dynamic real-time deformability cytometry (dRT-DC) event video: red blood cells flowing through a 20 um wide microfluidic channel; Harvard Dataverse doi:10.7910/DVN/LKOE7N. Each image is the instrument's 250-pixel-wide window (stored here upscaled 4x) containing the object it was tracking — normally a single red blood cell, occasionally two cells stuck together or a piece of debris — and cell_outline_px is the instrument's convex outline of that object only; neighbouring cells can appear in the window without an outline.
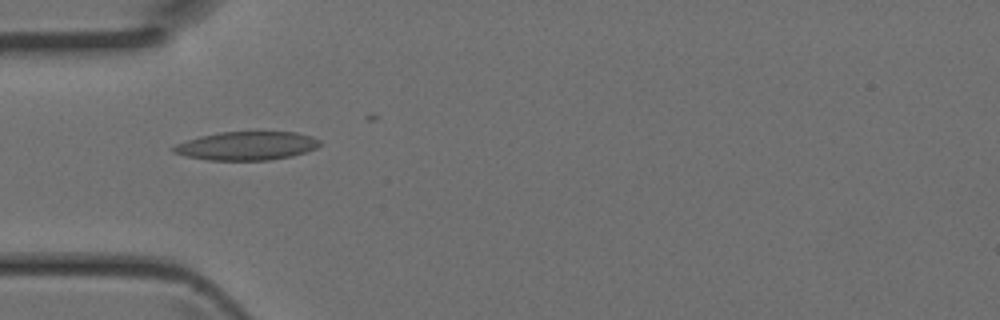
{"species": "Egyptian fruit bat (a non-hibernating species)", "species_latin": "Rousettus aegyptiacus", "temperature_condition": "room temperature", "stored_images_in_passage": 16, "camera_frame_rate_fps": 3000, "um_per_image_px": 0.085, "animal": {"sex": "female"}, "frame": {"image": 1, "passage_image": 13, "time_ms": 4.0, "image_size_px": [1000, 320], "cell_outline_px": [[320, 144], [316, 148], [292, 156], [268, 160], [208, 160], [188, 156], [172, 152], [172, 148], [176, 144], [200, 136], [220, 132], [296, 132], [312, 136], [320, 140]], "centroid_in_image_um": [20.98, 12.39], "position_along_channel_um": 64.0, "area_um2": 24.16}}